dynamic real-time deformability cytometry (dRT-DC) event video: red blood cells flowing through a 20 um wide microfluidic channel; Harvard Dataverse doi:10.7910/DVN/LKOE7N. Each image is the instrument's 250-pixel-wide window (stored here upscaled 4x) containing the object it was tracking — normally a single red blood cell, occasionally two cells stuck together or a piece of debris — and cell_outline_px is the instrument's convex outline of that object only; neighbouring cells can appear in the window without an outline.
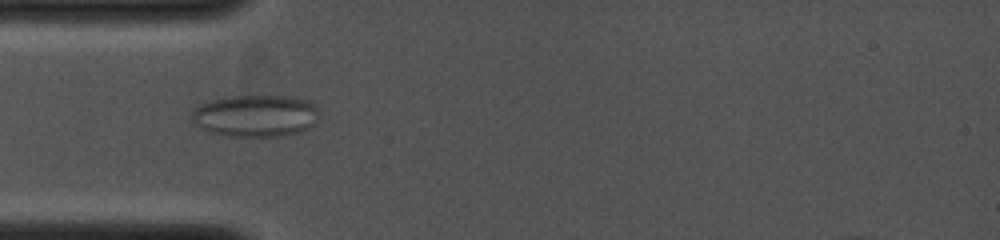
{"species": "common noctule bat (a hibernating species)", "species_latin": "Nyctalus noctula", "temperature_condition": "cold", "stored_images_in_passage": 51, "camera_frame_rate_fps": 4000, "um_per_image_px": 0.085, "animal": {"sex": "female", "body_mass_g": 19.0, "forearm_length_mm": 53.3}, "frame": {"image": 1, "passage_image": 15, "time_ms": 3.5, "image_size_px": [1000, 240], "cell_outline_px": [[316, 120], [308, 128], [300, 132], [280, 136], [228, 136], [212, 132], [200, 128], [192, 120], [192, 108], [200, 104], [212, 100], [232, 96], [288, 96], [308, 100], [316, 108]], "centroid_in_image_um": [21.68, 9.84], "position_along_channel_um": 63.3, "area_um2": 30.92}}
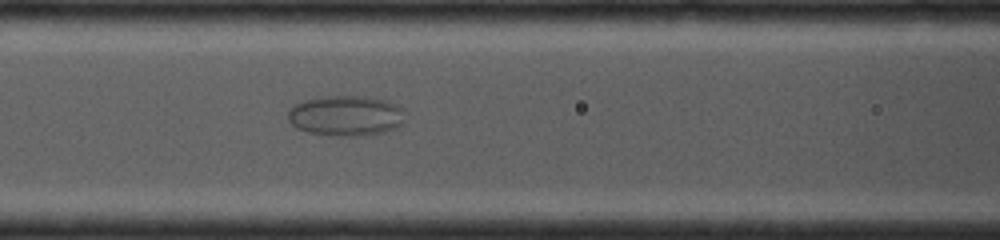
{"frame": {"image": 2, "passage_image": 21, "time_ms": 5.0, "image_size_px": [1000, 240], "cell_outline_px": [[404, 124], [396, 128], [384, 132], [364, 136], [328, 136], [308, 132], [296, 128], [288, 120], [288, 112], [296, 104], [308, 100], [328, 96], [364, 96], [384, 100], [396, 104], [404, 108]], "centroid_in_image_um": [29.45, 9.86], "position_along_channel_um": 137.2, "area_um2": 27.74}}
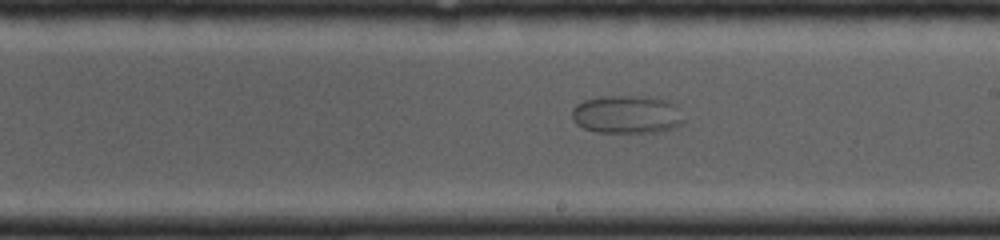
{"frame": {"image": 3, "passage_image": 29, "time_ms": 7.0, "image_size_px": [1000, 240], "cell_outline_px": [[684, 120], [680, 124], [664, 132], [596, 132], [584, 128], [576, 124], [572, 116], [572, 108], [584, 100], [612, 96], [624, 96], [660, 100], [668, 104]], "centroid_in_image_um": [53.17, 9.78], "position_along_channel_um": 235.8, "area_um2": 23.7}}